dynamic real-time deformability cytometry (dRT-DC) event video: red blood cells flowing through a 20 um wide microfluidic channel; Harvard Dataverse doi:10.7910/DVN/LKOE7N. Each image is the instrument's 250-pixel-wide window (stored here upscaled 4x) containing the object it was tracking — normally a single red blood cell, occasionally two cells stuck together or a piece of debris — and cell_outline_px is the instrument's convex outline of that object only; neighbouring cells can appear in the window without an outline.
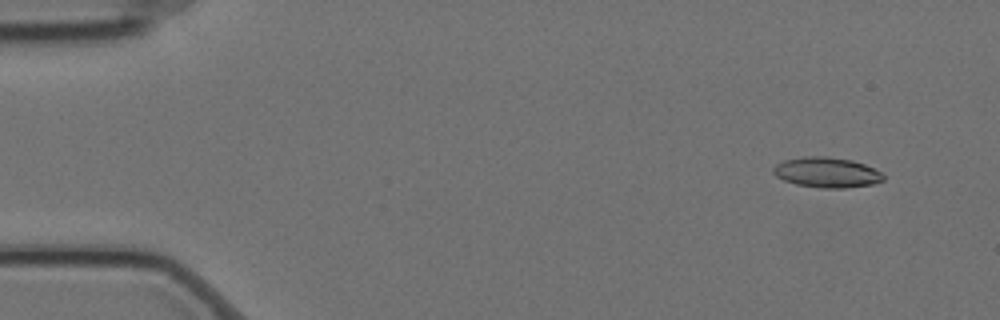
{"species": "Egyptian fruit bat (a non-hibernating species)", "species_latin": "Rousettus aegyptiacus", "temperature_condition": "cold", "stored_images_in_passage": 6, "camera_frame_rate_fps": 3000, "um_per_image_px": 0.085, "animal": {"sex": "female"}, "frame": {"image": 1, "passage_image": 2, "time_ms": 0.333, "image_size_px": [1000, 320], "cell_outline_px": [[884, 180], [872, 184], [844, 188], [820, 188], [796, 184], [784, 180], [776, 176], [772, 172], [772, 168], [776, 164], [784, 160], [804, 156], [828, 156], [852, 160], [864, 164], [880, 172], [884, 176]], "centroid_in_image_um": [70.25, 14.65], "position_along_channel_um": 14.8, "area_um2": 19.42}}
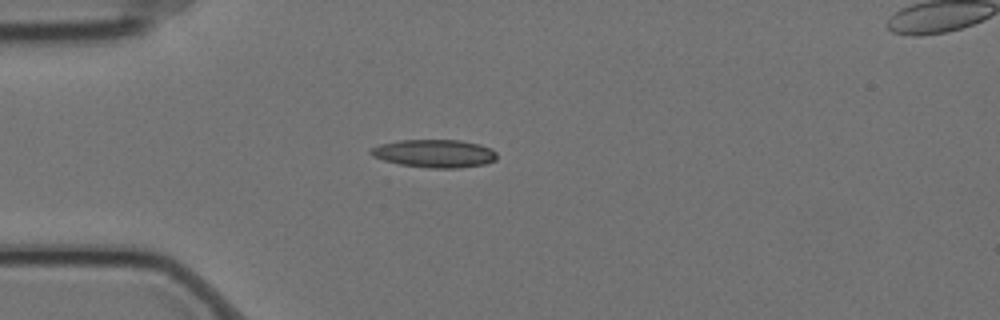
{"frame": {"image": 2, "passage_image": 5, "time_ms": 1.333, "image_size_px": [1000, 320], "cell_outline_px": [[496, 160], [484, 164], [460, 168], [428, 168], [400, 164], [384, 160], [372, 156], [368, 152], [372, 148], [380, 144], [400, 140], [460, 140], [480, 144], [496, 152]], "centroid_in_image_um": [36.93, 13.05], "position_along_channel_um": 48.1, "area_um2": 20.52}}